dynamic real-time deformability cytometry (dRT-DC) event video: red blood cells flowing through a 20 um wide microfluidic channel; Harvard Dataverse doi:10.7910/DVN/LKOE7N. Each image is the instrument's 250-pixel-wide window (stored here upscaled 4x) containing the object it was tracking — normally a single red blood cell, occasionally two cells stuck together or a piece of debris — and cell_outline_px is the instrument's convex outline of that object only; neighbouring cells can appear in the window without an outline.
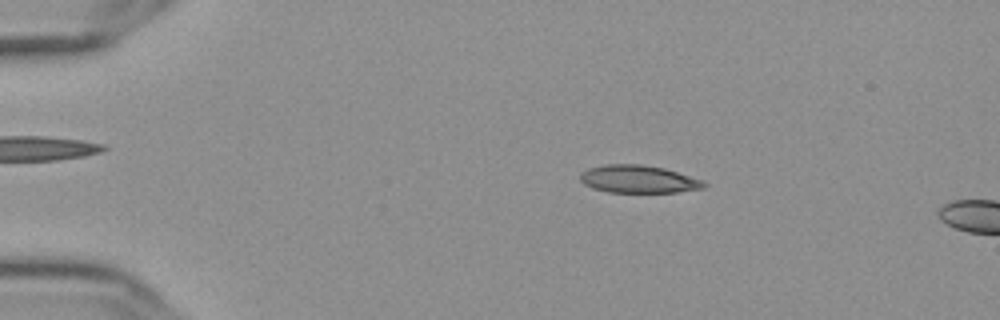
{"species": "Egyptian fruit bat (a non-hibernating species)", "species_latin": "Rousettus aegyptiacus", "temperature_condition": "cold", "stored_images_in_passage": 14, "camera_frame_rate_fps": 3000, "um_per_image_px": 0.085, "frame": {"image": 1, "passage_image": 10, "time_ms": 3.0, "image_size_px": [1000, 320], "cell_outline_px": [[708, 184], [704, 188], [676, 192], [608, 192], [592, 188], [584, 184], [580, 180], [580, 172], [588, 168], [604, 164], [640, 164], [664, 168], [704, 180]], "centroid_in_image_um": [54.26, 15.22], "position_along_channel_um": 30.7, "area_um2": 20.11}}